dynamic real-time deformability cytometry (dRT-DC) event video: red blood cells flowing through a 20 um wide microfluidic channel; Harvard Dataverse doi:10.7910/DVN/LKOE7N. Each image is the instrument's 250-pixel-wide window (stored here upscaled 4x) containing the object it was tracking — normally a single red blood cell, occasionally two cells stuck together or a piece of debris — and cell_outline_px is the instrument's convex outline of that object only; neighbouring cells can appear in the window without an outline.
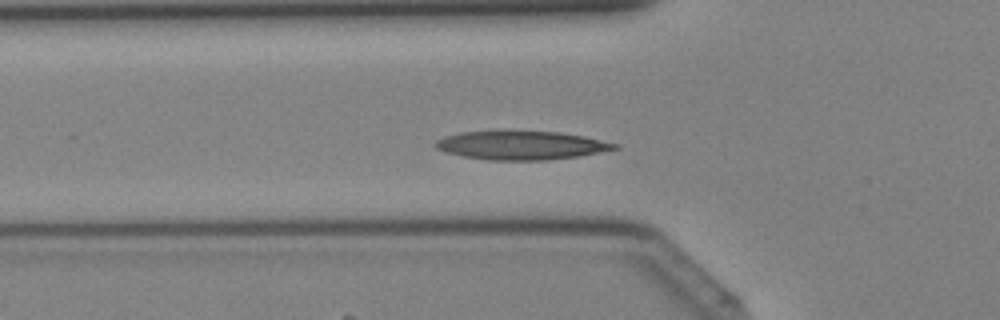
{"species": "Egyptian fruit bat (a non-hibernating species)", "species_latin": "Rousettus aegyptiacus", "temperature_condition": "cold", "stored_images_in_passage": 41, "camera_frame_rate_fps": 3000, "um_per_image_px": 0.085, "animal": {"sex": "female"}, "frame": {"image": 1, "passage_image": 14, "time_ms": 4.333, "image_size_px": [1000, 320], "cell_outline_px": [[620, 148], [576, 156], [548, 160], [488, 160], [464, 156], [444, 152], [436, 148], [432, 144], [436, 140], [444, 136], [460, 132], [560, 132], [584, 136], [620, 144]], "centroid_in_image_um": [44.29, 12.36], "position_along_channel_um": 81.5, "area_um2": 29.59}}
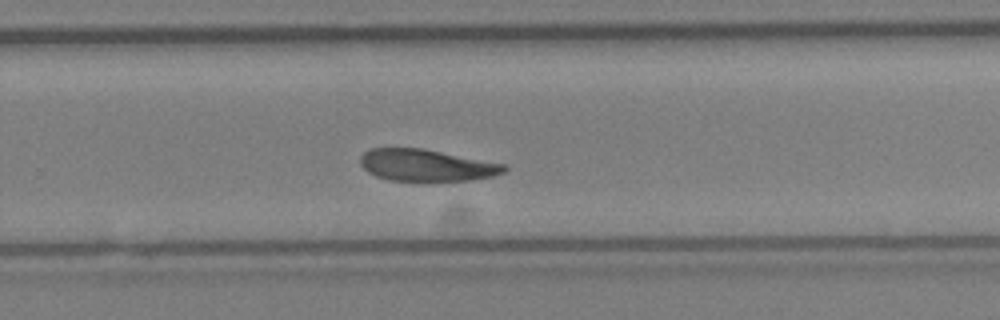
{"frame": {"image": 2, "passage_image": 27, "time_ms": 8.667, "image_size_px": [1000, 320], "cell_outline_px": [[508, 168], [504, 172], [492, 176], [472, 180], [432, 184], [388, 180], [376, 176], [368, 172], [360, 164], [360, 156], [364, 152], [372, 148], [424, 148], [504, 164]], "centroid_in_image_um": [36.24, 14.09], "position_along_channel_um": 293.6, "area_um2": 27.69}}
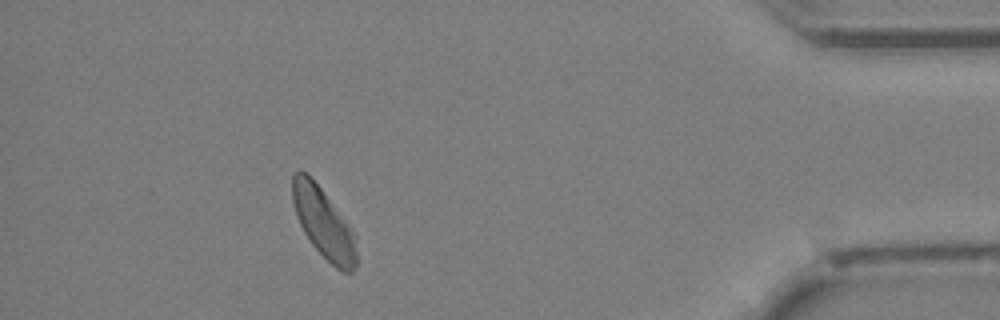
{"frame": {"image": 3, "passage_image": 37, "time_ms": 12.0, "image_size_px": [1000, 320], "cell_outline_px": [[356, 264], [352, 272], [344, 272], [336, 268], [312, 244], [304, 232], [296, 216], [292, 200], [292, 176], [296, 168], [300, 168], [320, 188], [356, 232]], "centroid_in_image_um": [27.51, 18.95], "position_along_channel_um": 407.7, "area_um2": 26.01}}